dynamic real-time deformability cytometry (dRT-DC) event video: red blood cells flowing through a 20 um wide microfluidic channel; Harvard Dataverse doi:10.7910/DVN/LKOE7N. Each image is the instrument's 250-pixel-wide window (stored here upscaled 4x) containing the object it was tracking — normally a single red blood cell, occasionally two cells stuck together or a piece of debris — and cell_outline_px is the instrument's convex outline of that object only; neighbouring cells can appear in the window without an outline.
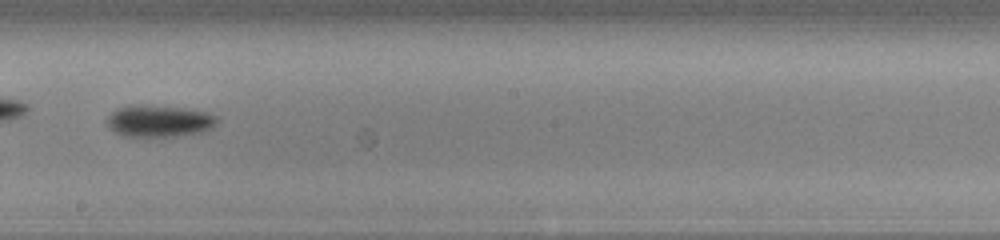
{"species": "common noctule bat (a hibernating species)", "species_latin": "Nyctalus noctula", "temperature_condition": "cold", "stored_images_in_passage": 54, "camera_frame_rate_fps": 3000, "um_per_image_px": 0.085, "animal": {"sex": "male", "body_mass_g": 13.0, "forearm_length_mm": 53.1}, "frame": {"image": 1, "passage_image": 31, "time_ms": 10.0, "image_size_px": [1000, 240], "cell_outline_px": [[220, 120], [212, 128], [204, 132], [176, 136], [124, 136], [116, 132], [108, 124], [108, 116], [112, 112], [120, 108], [180, 108], [204, 112], [216, 116]], "centroid_in_image_um": [13.63, 10.35], "position_along_channel_um": 234.6, "area_um2": 19.19}}
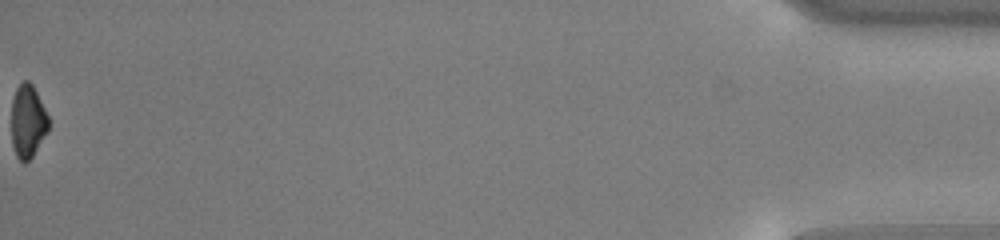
{"frame": {"image": 2, "passage_image": 54, "time_ms": 17.667, "image_size_px": [1000, 240], "cell_outline_px": [[48, 132], [32, 156], [24, 164], [16, 156], [12, 144], [12, 100], [16, 88], [24, 80], [28, 80], [32, 84], [48, 116]], "centroid_in_image_um": [2.35, 10.32], "position_along_channel_um": 432.8, "area_um2": 15.66}, "authors_computed_cell_mechanics": {"area_um2": 17.4556, "velocity_mm_per_s": 3.8554, "shape_relaxation_time_tau1_ms": 2.7392, "shape_relaxation_time_tau2_ms": null, "deformation_change_tau1": 0.1012, "deformation_change_tau2": null}}